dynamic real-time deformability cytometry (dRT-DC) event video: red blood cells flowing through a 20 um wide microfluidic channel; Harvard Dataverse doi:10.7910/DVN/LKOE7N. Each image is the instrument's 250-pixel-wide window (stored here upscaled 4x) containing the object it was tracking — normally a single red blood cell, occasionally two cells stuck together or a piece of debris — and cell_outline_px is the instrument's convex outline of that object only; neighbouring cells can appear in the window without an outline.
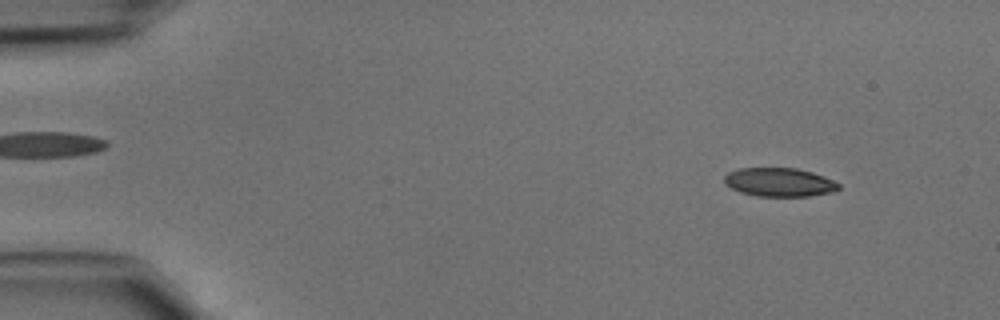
{"species": "common noctule bat (a hibernating species)", "species_latin": "Nyctalus noctula", "temperature_condition": "cold", "stored_images_in_passage": 45, "camera_frame_rate_fps": 3000, "um_per_image_px": 0.085, "animal": {"sex": "male", "body_mass_g": 15.6}, "frame": {"image": 1, "passage_image": 4, "time_ms": 1.0, "image_size_px": [1000, 320], "cell_outline_px": [[840, 188], [832, 192], [808, 196], [756, 196], [740, 192], [724, 184], [724, 176], [728, 172], [740, 168], [796, 168], [812, 172], [824, 176], [840, 184]], "centroid_in_image_um": [66.23, 15.49], "position_along_channel_um": 18.8, "area_um2": 19.13}}
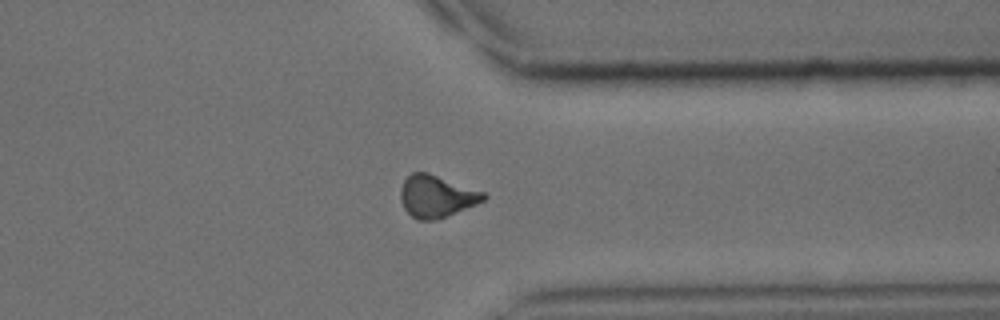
{"frame": {"image": 2, "passage_image": 35, "time_ms": 11.333, "image_size_px": [1000, 320], "cell_outline_px": [[488, 196], [484, 200], [476, 204], [436, 220], [420, 220], [412, 216], [404, 208], [400, 200], [400, 188], [404, 180], [412, 172], [428, 172], [484, 192]], "centroid_in_image_um": [37.08, 16.67], "position_along_channel_um": 374.3, "area_um2": 20.23}}
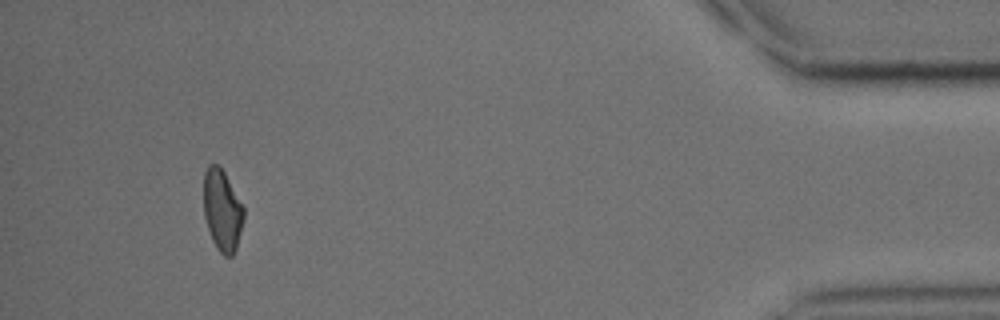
{"frame": {"image": 3, "passage_image": 42, "time_ms": 13.667, "image_size_px": [1000, 320], "cell_outline_px": [[244, 220], [236, 248], [232, 256], [224, 256], [216, 248], [212, 240], [204, 216], [204, 172], [208, 164], [216, 164], [224, 172], [244, 208]], "centroid_in_image_um": [18.88, 17.89], "position_along_channel_um": 416.3, "area_um2": 18.9}}